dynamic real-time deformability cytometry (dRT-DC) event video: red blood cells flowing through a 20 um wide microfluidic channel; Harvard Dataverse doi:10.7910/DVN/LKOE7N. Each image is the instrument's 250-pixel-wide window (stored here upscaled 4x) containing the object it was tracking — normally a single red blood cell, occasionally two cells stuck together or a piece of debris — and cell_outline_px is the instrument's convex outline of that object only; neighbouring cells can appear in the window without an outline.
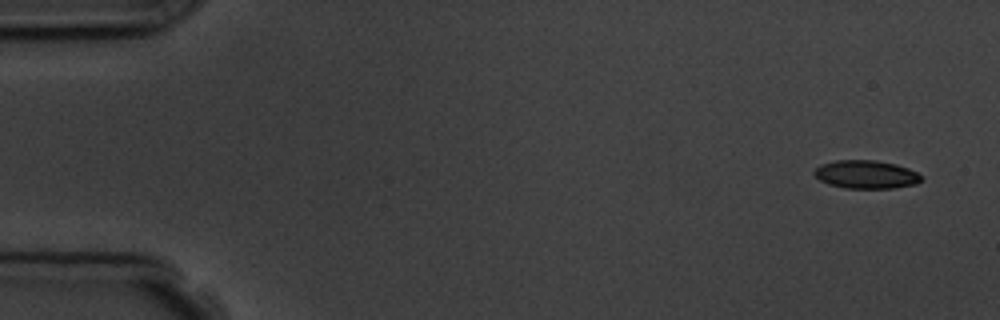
{"species": "common noctule bat (a hibernating species)", "species_latin": "Nyctalus noctula", "temperature_condition": "room temperature", "stored_images_in_passage": 4, "camera_frame_rate_fps": 3000, "um_per_image_px": 0.085, "animal": {"sex": "male", "body_mass_g": 19.5, "forearm_length_mm": 54.6}, "frame": {"image": 1, "passage_image": 1, "time_ms": 0.0, "image_size_px": [1000, 320], "cell_outline_px": [[924, 180], [916, 184], [892, 188], [844, 188], [828, 184], [820, 180], [812, 172], [820, 164], [836, 160], [876, 160], [896, 164], [908, 168], [924, 176]], "centroid_in_image_um": [73.64, 14.82], "position_along_channel_um": 11.4, "area_um2": 17.8}}
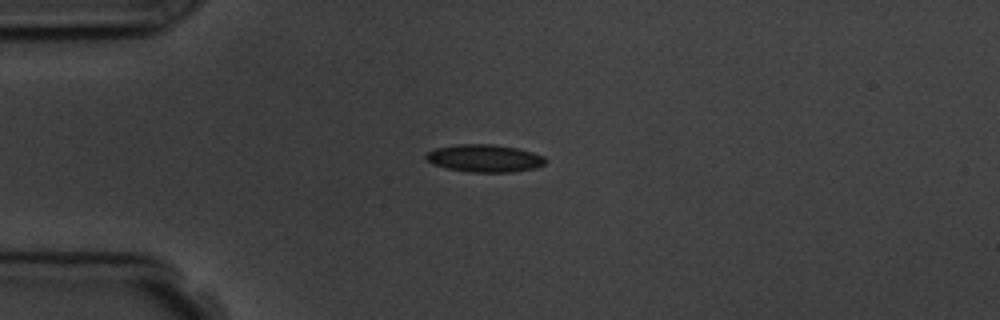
{"frame": {"image": 2, "passage_image": 4, "time_ms": 3.667, "image_size_px": [1000, 320], "cell_outline_px": [[548, 160], [544, 164], [536, 168], [512, 172], [468, 172], [448, 168], [432, 164], [424, 160], [424, 156], [428, 152], [436, 148], [456, 144], [492, 144], [516, 148], [532, 152], [544, 156]], "centroid_in_image_um": [41.17, 13.45], "position_along_channel_um": 43.8, "area_um2": 19.31}}